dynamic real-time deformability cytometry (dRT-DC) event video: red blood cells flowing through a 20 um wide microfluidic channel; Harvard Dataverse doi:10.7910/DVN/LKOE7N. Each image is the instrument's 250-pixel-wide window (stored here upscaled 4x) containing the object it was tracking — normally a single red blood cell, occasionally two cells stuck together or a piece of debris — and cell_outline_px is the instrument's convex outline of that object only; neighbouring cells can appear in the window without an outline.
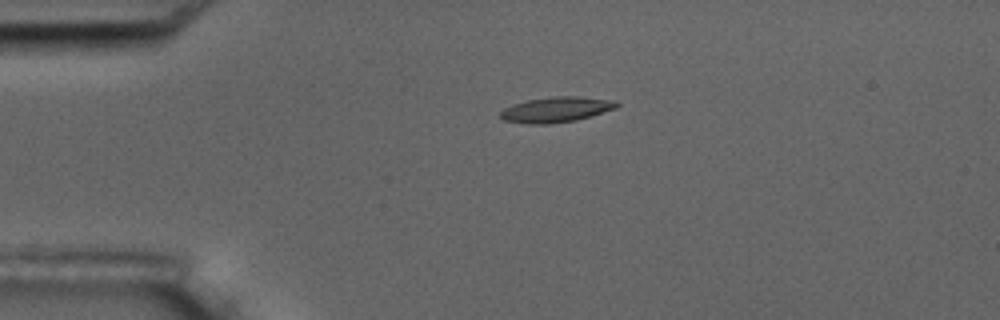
{"species": "common noctule bat (a hibernating species)", "species_latin": "Nyctalus noctula", "temperature_condition": "room temperature", "stored_images_in_passage": 3, "camera_frame_rate_fps": 3000, "um_per_image_px": 0.085, "animal": {"sex": "male", "body_mass_g": 17.5, "forearm_length_mm": 52.3}, "frame": {"image": 1, "passage_image": 1, "time_ms": 0.0, "image_size_px": [1000, 320], "cell_outline_px": [[620, 104], [616, 108], [592, 116], [576, 120], [548, 124], [524, 124], [504, 120], [500, 116], [500, 112], [504, 108], [512, 104], [528, 100], [556, 96], [580, 96], [616, 100]], "centroid_in_image_um": [47.3, 9.31], "position_along_channel_um": 37.7, "area_um2": 17.34}}